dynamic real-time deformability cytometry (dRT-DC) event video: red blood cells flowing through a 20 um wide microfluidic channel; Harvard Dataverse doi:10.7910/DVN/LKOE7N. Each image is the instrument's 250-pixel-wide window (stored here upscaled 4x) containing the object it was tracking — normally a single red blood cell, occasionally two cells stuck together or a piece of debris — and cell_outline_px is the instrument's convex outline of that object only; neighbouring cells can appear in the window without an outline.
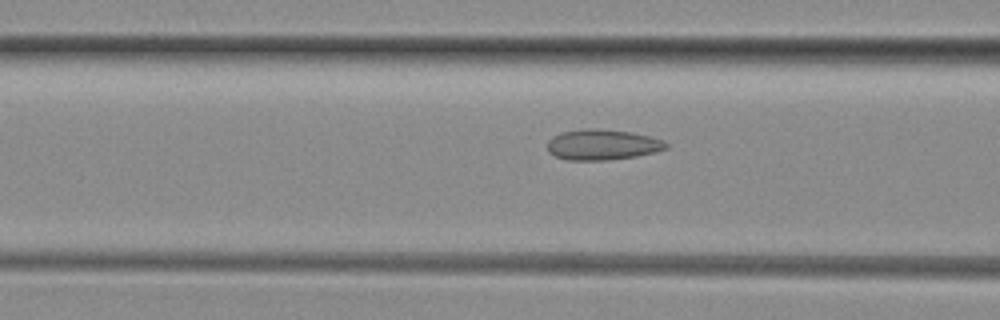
{"species": "common noctule bat (a hibernating species)", "species_latin": "Nyctalus noctula", "temperature_condition": "room temperature", "stored_images_in_passage": 49, "camera_frame_rate_fps": 3000, "um_per_image_px": 0.085, "animal": {"sex": "female", "body_mass_g": 29.2, "forearm_length_mm": 56.3}, "frame": {"image": 1, "passage_image": 19, "time_ms": 6.0, "image_size_px": [1000, 320], "cell_outline_px": [[668, 148], [656, 152], [636, 156], [604, 160], [564, 160], [548, 152], [548, 140], [552, 136], [564, 132], [584, 128], [596, 128], [632, 132], [664, 140], [668, 144]], "centroid_in_image_um": [51.21, 12.29], "position_along_channel_um": 115.4, "area_um2": 21.21}}
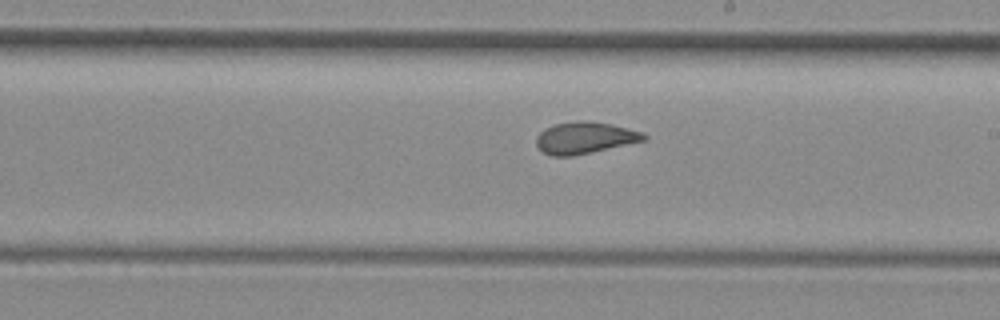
{"frame": {"image": 2, "passage_image": 28, "time_ms": 9.0, "image_size_px": [1000, 320], "cell_outline_px": [[648, 140], [572, 156], [552, 156], [544, 152], [536, 144], [536, 136], [544, 128], [556, 124], [580, 120], [588, 120], [612, 124], [644, 132], [648, 136]], "centroid_in_image_um": [49.75, 11.7], "position_along_channel_um": 239.3, "area_um2": 20.0}}
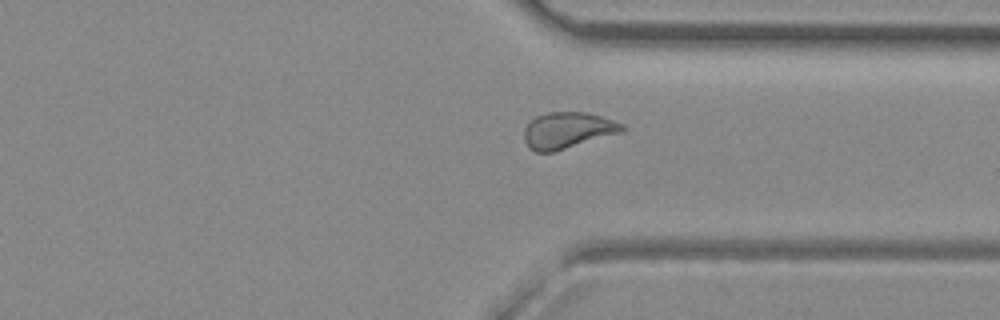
{"frame": {"image": 3, "passage_image": 37, "time_ms": 12.0, "image_size_px": [1000, 320], "cell_outline_px": [[624, 132], [552, 152], [536, 152], [528, 148], [524, 140], [524, 128], [536, 116], [548, 112], [584, 112], [600, 116], [624, 124]], "centroid_in_image_um": [48.24, 11.08], "position_along_channel_um": 363.2, "area_um2": 20.69}, "authors_computed_cell_mechanics": {"area_um2": 20.8658, "velocity_mm_per_s": 4.127, "shape_relaxation_time_tau1_ms": null, "shape_relaxation_time_tau2_ms": 1.1161, "deformation_change_tau1": null, "deformation_change_tau2": 0.0766}}